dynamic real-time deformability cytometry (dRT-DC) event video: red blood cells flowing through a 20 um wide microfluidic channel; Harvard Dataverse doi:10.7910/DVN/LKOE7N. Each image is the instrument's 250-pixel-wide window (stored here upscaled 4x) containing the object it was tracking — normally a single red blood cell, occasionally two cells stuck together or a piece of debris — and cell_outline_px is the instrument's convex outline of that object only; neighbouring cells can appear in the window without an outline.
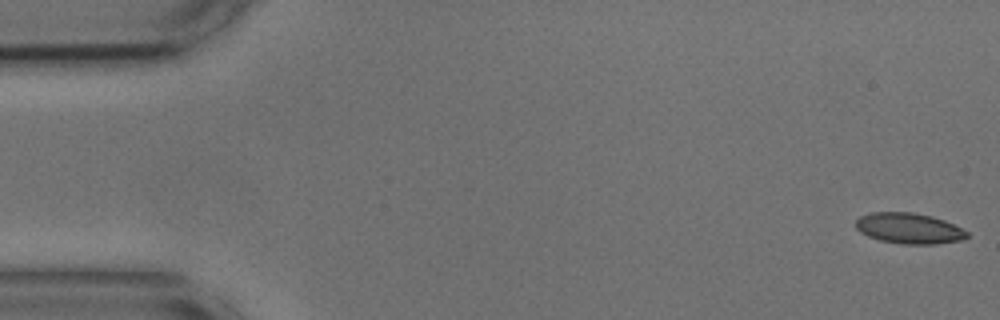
{"species": "common noctule bat (a hibernating species)", "species_latin": "Nyctalus noctula", "temperature_condition": "cold", "stored_images_in_passage": 8, "camera_frame_rate_fps": 3000, "um_per_image_px": 0.085, "animal": {"sex": "male", "body_mass_g": 17.9, "forearm_length_mm": 54.2}, "frame": {"image": 1, "passage_image": 1, "time_ms": 0.0, "image_size_px": [1000, 320], "cell_outline_px": [[968, 236], [964, 240], [936, 244], [904, 244], [880, 240], [868, 236], [860, 232], [856, 228], [856, 220], [860, 216], [872, 212], [912, 212], [932, 216], [944, 220], [968, 232]], "centroid_in_image_um": [77.27, 19.41], "position_along_channel_um": 7.7, "area_um2": 19.88}}